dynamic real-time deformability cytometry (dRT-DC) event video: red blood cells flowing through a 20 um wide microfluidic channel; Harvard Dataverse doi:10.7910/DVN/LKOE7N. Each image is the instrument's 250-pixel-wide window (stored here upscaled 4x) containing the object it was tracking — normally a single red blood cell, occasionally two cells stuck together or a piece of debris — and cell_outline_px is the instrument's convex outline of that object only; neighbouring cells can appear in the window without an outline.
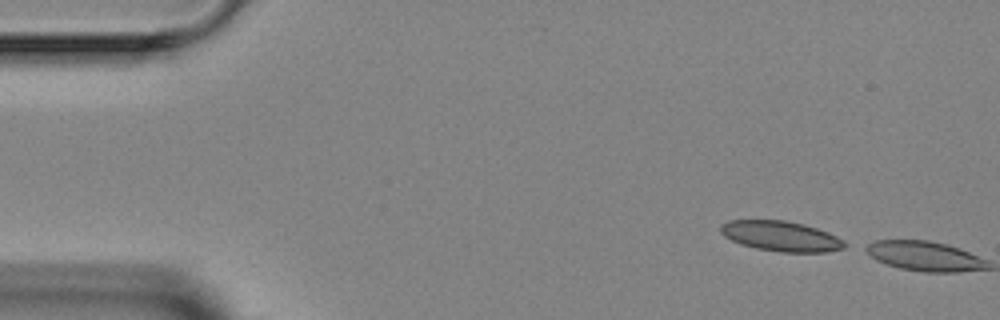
{"species": "Egyptian fruit bat (a non-hibernating species)", "species_latin": "Rousettus aegyptiacus", "temperature_condition": "room temperature", "stored_images_in_passage": 2, "camera_frame_rate_fps": 3000, "um_per_image_px": 0.085, "animal": {"sex": "female"}, "frame": {"image": 1, "passage_image": 1, "time_ms": 0.0, "image_size_px": [1000, 320], "cell_outline_px": [[852, 244], [844, 248], [828, 252], [780, 252], [756, 248], [740, 244], [724, 236], [720, 232], [720, 224], [728, 220], [784, 220], [804, 224], [828, 232]], "centroid_in_image_um": [66.41, 20.07], "position_along_channel_um": 18.6, "area_um2": 22.08}}